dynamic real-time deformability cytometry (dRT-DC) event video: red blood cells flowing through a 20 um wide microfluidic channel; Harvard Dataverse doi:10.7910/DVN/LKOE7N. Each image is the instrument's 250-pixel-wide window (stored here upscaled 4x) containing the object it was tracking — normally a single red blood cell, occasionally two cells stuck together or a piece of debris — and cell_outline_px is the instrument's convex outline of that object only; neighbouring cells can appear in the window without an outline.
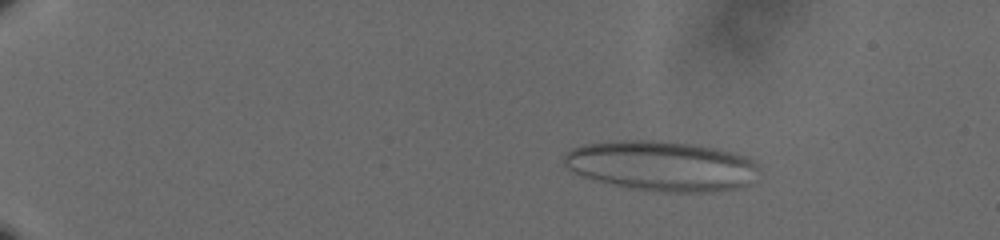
{"species": "human", "species_latin": "Homo sapiens", "temperature_condition": "cold", "stored_images_in_passage": 61, "camera_frame_rate_fps": 3000, "um_per_image_px": 0.085, "donor": {"sex": "male"}, "frame": {"image": 1, "passage_image": 12, "time_ms": 3.667, "image_size_px": [1000, 240], "cell_outline_px": [[760, 168], [752, 184], [740, 188], [712, 192], [664, 192], [636, 188], [596, 180], [572, 172], [564, 164], [564, 156], [572, 148], [584, 144], [620, 140], [664, 140], [692, 144], [716, 148], [732, 152], [744, 156], [752, 160]], "centroid_in_image_um": [56.29, 14.09], "position_along_channel_um": 28.7, "area_um2": 56.93}}
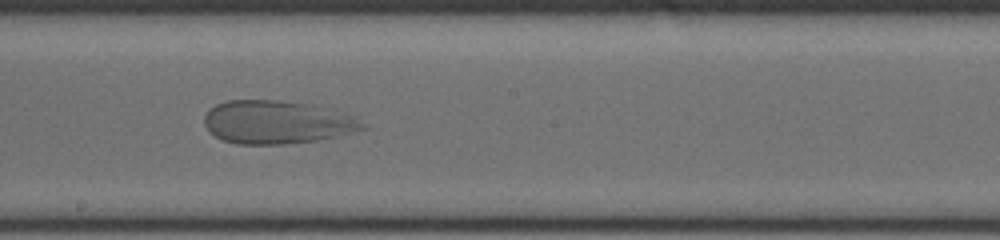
{"frame": {"image": 2, "passage_image": 38, "time_ms": 12.333, "image_size_px": [1000, 240], "cell_outline_px": [[368, 128], [336, 136], [316, 140], [284, 144], [236, 144], [224, 140], [208, 132], [204, 124], [204, 116], [208, 108], [216, 104], [228, 100], [280, 100], [308, 104], [356, 116], [368, 124]], "centroid_in_image_um": [23.53, 10.38], "position_along_channel_um": 224.7, "area_um2": 40.0}}
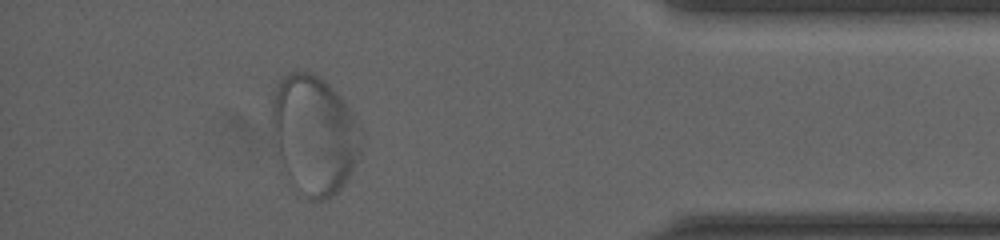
{"frame": {"image": 3, "passage_image": 56, "time_ms": 18.333, "image_size_px": [1000, 240], "cell_outline_px": [[364, 136], [360, 152], [348, 180], [332, 196], [324, 200], [308, 200], [280, 172], [276, 160], [272, 140], [272, 100], [276, 88], [280, 80], [288, 72], [312, 72], [324, 80], [340, 96], [348, 108]], "centroid_in_image_um": [26.65, 11.51], "position_along_channel_um": 408.5, "area_um2": 62.83}}